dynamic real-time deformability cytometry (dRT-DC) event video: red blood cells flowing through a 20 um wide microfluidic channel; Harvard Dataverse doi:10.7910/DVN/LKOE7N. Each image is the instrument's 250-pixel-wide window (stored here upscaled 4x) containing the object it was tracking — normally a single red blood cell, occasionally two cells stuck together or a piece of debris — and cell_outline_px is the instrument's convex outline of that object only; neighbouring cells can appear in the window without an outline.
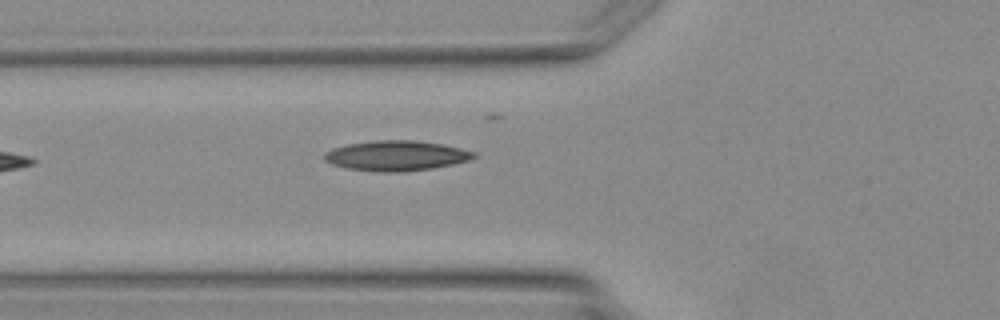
{"species": "Egyptian fruit bat (a non-hibernating species)", "species_latin": "Rousettus aegyptiacus", "temperature_condition": "warm", "stored_images_in_passage": 2, "camera_frame_rate_fps": 3000, "um_per_image_px": 0.085, "animal": {"sex": "female"}, "frame": {"image": 1, "passage_image": 2, "time_ms": 1.333, "image_size_px": [1000, 320], "cell_outline_px": [[476, 156], [468, 160], [452, 164], [432, 168], [396, 172], [388, 172], [348, 168], [332, 164], [324, 160], [324, 152], [332, 148], [348, 144], [376, 140], [412, 140], [440, 144], [460, 148], [476, 152]], "centroid_in_image_um": [33.66, 13.22], "position_along_channel_um": 92.1, "area_um2": 25.84}}